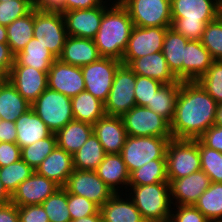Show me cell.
Returning <instances> with one entry per match:
<instances>
[{"mask_svg": "<svg viewBox=\"0 0 222 222\" xmlns=\"http://www.w3.org/2000/svg\"><path fill=\"white\" fill-rule=\"evenodd\" d=\"M128 67L136 75L152 78L163 84H172L179 81L169 69L161 51L134 59Z\"/></svg>", "mask_w": 222, "mask_h": 222, "instance_id": "obj_23", "label": "cell"}, {"mask_svg": "<svg viewBox=\"0 0 222 222\" xmlns=\"http://www.w3.org/2000/svg\"><path fill=\"white\" fill-rule=\"evenodd\" d=\"M93 133L106 154H121L127 133L120 116L105 115L100 118L93 124Z\"/></svg>", "mask_w": 222, "mask_h": 222, "instance_id": "obj_20", "label": "cell"}, {"mask_svg": "<svg viewBox=\"0 0 222 222\" xmlns=\"http://www.w3.org/2000/svg\"><path fill=\"white\" fill-rule=\"evenodd\" d=\"M11 202V195L7 192L0 179V205Z\"/></svg>", "mask_w": 222, "mask_h": 222, "instance_id": "obj_57", "label": "cell"}, {"mask_svg": "<svg viewBox=\"0 0 222 222\" xmlns=\"http://www.w3.org/2000/svg\"><path fill=\"white\" fill-rule=\"evenodd\" d=\"M5 79V77L0 73V83Z\"/></svg>", "mask_w": 222, "mask_h": 222, "instance_id": "obj_61", "label": "cell"}, {"mask_svg": "<svg viewBox=\"0 0 222 222\" xmlns=\"http://www.w3.org/2000/svg\"><path fill=\"white\" fill-rule=\"evenodd\" d=\"M0 222H19L18 206L12 202L0 205Z\"/></svg>", "mask_w": 222, "mask_h": 222, "instance_id": "obj_54", "label": "cell"}, {"mask_svg": "<svg viewBox=\"0 0 222 222\" xmlns=\"http://www.w3.org/2000/svg\"><path fill=\"white\" fill-rule=\"evenodd\" d=\"M93 133V125L77 120L67 123L55 133L57 146L73 155Z\"/></svg>", "mask_w": 222, "mask_h": 222, "instance_id": "obj_30", "label": "cell"}, {"mask_svg": "<svg viewBox=\"0 0 222 222\" xmlns=\"http://www.w3.org/2000/svg\"><path fill=\"white\" fill-rule=\"evenodd\" d=\"M6 78L30 104L48 87V73L34 67L12 66Z\"/></svg>", "mask_w": 222, "mask_h": 222, "instance_id": "obj_19", "label": "cell"}, {"mask_svg": "<svg viewBox=\"0 0 222 222\" xmlns=\"http://www.w3.org/2000/svg\"><path fill=\"white\" fill-rule=\"evenodd\" d=\"M180 87L181 81L172 84H164L154 94L151 103H148L146 107L150 108L171 123L175 114L176 100Z\"/></svg>", "mask_w": 222, "mask_h": 222, "instance_id": "obj_35", "label": "cell"}, {"mask_svg": "<svg viewBox=\"0 0 222 222\" xmlns=\"http://www.w3.org/2000/svg\"><path fill=\"white\" fill-rule=\"evenodd\" d=\"M122 64L113 58L101 57L98 61L82 66L85 91L105 103L111 90L116 70Z\"/></svg>", "mask_w": 222, "mask_h": 222, "instance_id": "obj_13", "label": "cell"}, {"mask_svg": "<svg viewBox=\"0 0 222 222\" xmlns=\"http://www.w3.org/2000/svg\"><path fill=\"white\" fill-rule=\"evenodd\" d=\"M106 153L94 133L83 146L73 154V166L76 170H95L104 160Z\"/></svg>", "mask_w": 222, "mask_h": 222, "instance_id": "obj_34", "label": "cell"}, {"mask_svg": "<svg viewBox=\"0 0 222 222\" xmlns=\"http://www.w3.org/2000/svg\"><path fill=\"white\" fill-rule=\"evenodd\" d=\"M70 222H103L100 209L93 215L82 217L76 220H71Z\"/></svg>", "mask_w": 222, "mask_h": 222, "instance_id": "obj_56", "label": "cell"}, {"mask_svg": "<svg viewBox=\"0 0 222 222\" xmlns=\"http://www.w3.org/2000/svg\"><path fill=\"white\" fill-rule=\"evenodd\" d=\"M73 170V155L56 146L35 172L63 187Z\"/></svg>", "mask_w": 222, "mask_h": 222, "instance_id": "obj_25", "label": "cell"}, {"mask_svg": "<svg viewBox=\"0 0 222 222\" xmlns=\"http://www.w3.org/2000/svg\"><path fill=\"white\" fill-rule=\"evenodd\" d=\"M121 118L129 136L173 137L170 123L145 106L135 105Z\"/></svg>", "mask_w": 222, "mask_h": 222, "instance_id": "obj_10", "label": "cell"}, {"mask_svg": "<svg viewBox=\"0 0 222 222\" xmlns=\"http://www.w3.org/2000/svg\"><path fill=\"white\" fill-rule=\"evenodd\" d=\"M134 26L171 27V0H118Z\"/></svg>", "mask_w": 222, "mask_h": 222, "instance_id": "obj_9", "label": "cell"}, {"mask_svg": "<svg viewBox=\"0 0 222 222\" xmlns=\"http://www.w3.org/2000/svg\"><path fill=\"white\" fill-rule=\"evenodd\" d=\"M124 195L122 193L114 194L100 208L103 222H141L143 220L140 211L127 193Z\"/></svg>", "mask_w": 222, "mask_h": 222, "instance_id": "obj_26", "label": "cell"}, {"mask_svg": "<svg viewBox=\"0 0 222 222\" xmlns=\"http://www.w3.org/2000/svg\"><path fill=\"white\" fill-rule=\"evenodd\" d=\"M0 43H7V30L3 25H0Z\"/></svg>", "mask_w": 222, "mask_h": 222, "instance_id": "obj_59", "label": "cell"}, {"mask_svg": "<svg viewBox=\"0 0 222 222\" xmlns=\"http://www.w3.org/2000/svg\"><path fill=\"white\" fill-rule=\"evenodd\" d=\"M34 3L42 10H59L64 5V0H34Z\"/></svg>", "mask_w": 222, "mask_h": 222, "instance_id": "obj_55", "label": "cell"}, {"mask_svg": "<svg viewBox=\"0 0 222 222\" xmlns=\"http://www.w3.org/2000/svg\"><path fill=\"white\" fill-rule=\"evenodd\" d=\"M14 54L7 43H0V73L6 78L14 64Z\"/></svg>", "mask_w": 222, "mask_h": 222, "instance_id": "obj_52", "label": "cell"}, {"mask_svg": "<svg viewBox=\"0 0 222 222\" xmlns=\"http://www.w3.org/2000/svg\"><path fill=\"white\" fill-rule=\"evenodd\" d=\"M63 188L71 194L85 197L99 208L115 194L94 170L74 169Z\"/></svg>", "mask_w": 222, "mask_h": 222, "instance_id": "obj_12", "label": "cell"}, {"mask_svg": "<svg viewBox=\"0 0 222 222\" xmlns=\"http://www.w3.org/2000/svg\"><path fill=\"white\" fill-rule=\"evenodd\" d=\"M141 222H150V221H147L146 219H143Z\"/></svg>", "mask_w": 222, "mask_h": 222, "instance_id": "obj_62", "label": "cell"}, {"mask_svg": "<svg viewBox=\"0 0 222 222\" xmlns=\"http://www.w3.org/2000/svg\"><path fill=\"white\" fill-rule=\"evenodd\" d=\"M74 120L93 125L106 115L105 104L87 91L71 98Z\"/></svg>", "mask_w": 222, "mask_h": 222, "instance_id": "obj_32", "label": "cell"}, {"mask_svg": "<svg viewBox=\"0 0 222 222\" xmlns=\"http://www.w3.org/2000/svg\"><path fill=\"white\" fill-rule=\"evenodd\" d=\"M19 222H50L40 205L18 206Z\"/></svg>", "mask_w": 222, "mask_h": 222, "instance_id": "obj_48", "label": "cell"}, {"mask_svg": "<svg viewBox=\"0 0 222 222\" xmlns=\"http://www.w3.org/2000/svg\"><path fill=\"white\" fill-rule=\"evenodd\" d=\"M116 0H64V5L59 9L60 12L75 9H91L102 5H112ZM110 2V3H109Z\"/></svg>", "mask_w": 222, "mask_h": 222, "instance_id": "obj_51", "label": "cell"}, {"mask_svg": "<svg viewBox=\"0 0 222 222\" xmlns=\"http://www.w3.org/2000/svg\"><path fill=\"white\" fill-rule=\"evenodd\" d=\"M169 222H208V219L194 205H185L172 207Z\"/></svg>", "mask_w": 222, "mask_h": 222, "instance_id": "obj_47", "label": "cell"}, {"mask_svg": "<svg viewBox=\"0 0 222 222\" xmlns=\"http://www.w3.org/2000/svg\"><path fill=\"white\" fill-rule=\"evenodd\" d=\"M108 6L62 12L68 36L94 39Z\"/></svg>", "mask_w": 222, "mask_h": 222, "instance_id": "obj_15", "label": "cell"}, {"mask_svg": "<svg viewBox=\"0 0 222 222\" xmlns=\"http://www.w3.org/2000/svg\"><path fill=\"white\" fill-rule=\"evenodd\" d=\"M199 139L207 147L222 153V126L212 125Z\"/></svg>", "mask_w": 222, "mask_h": 222, "instance_id": "obj_50", "label": "cell"}, {"mask_svg": "<svg viewBox=\"0 0 222 222\" xmlns=\"http://www.w3.org/2000/svg\"><path fill=\"white\" fill-rule=\"evenodd\" d=\"M194 206L208 219H222V183L211 182Z\"/></svg>", "mask_w": 222, "mask_h": 222, "instance_id": "obj_37", "label": "cell"}, {"mask_svg": "<svg viewBox=\"0 0 222 222\" xmlns=\"http://www.w3.org/2000/svg\"><path fill=\"white\" fill-rule=\"evenodd\" d=\"M17 129L13 122L0 120V142L16 143Z\"/></svg>", "mask_w": 222, "mask_h": 222, "instance_id": "obj_53", "label": "cell"}, {"mask_svg": "<svg viewBox=\"0 0 222 222\" xmlns=\"http://www.w3.org/2000/svg\"><path fill=\"white\" fill-rule=\"evenodd\" d=\"M56 146V135L55 133H52L49 137L21 148V159L25 161L33 170H36V168Z\"/></svg>", "mask_w": 222, "mask_h": 222, "instance_id": "obj_38", "label": "cell"}, {"mask_svg": "<svg viewBox=\"0 0 222 222\" xmlns=\"http://www.w3.org/2000/svg\"><path fill=\"white\" fill-rule=\"evenodd\" d=\"M133 26L129 13L116 0L104 12L93 39L101 57L122 61Z\"/></svg>", "mask_w": 222, "mask_h": 222, "instance_id": "obj_3", "label": "cell"}, {"mask_svg": "<svg viewBox=\"0 0 222 222\" xmlns=\"http://www.w3.org/2000/svg\"><path fill=\"white\" fill-rule=\"evenodd\" d=\"M21 159V148L17 143L0 142V167L8 166Z\"/></svg>", "mask_w": 222, "mask_h": 222, "instance_id": "obj_49", "label": "cell"}, {"mask_svg": "<svg viewBox=\"0 0 222 222\" xmlns=\"http://www.w3.org/2000/svg\"><path fill=\"white\" fill-rule=\"evenodd\" d=\"M189 40L168 28L164 38L162 53L174 76L182 82V63L185 61V45Z\"/></svg>", "mask_w": 222, "mask_h": 222, "instance_id": "obj_31", "label": "cell"}, {"mask_svg": "<svg viewBox=\"0 0 222 222\" xmlns=\"http://www.w3.org/2000/svg\"><path fill=\"white\" fill-rule=\"evenodd\" d=\"M41 205L50 222H70L72 220L67 207V191L63 187L50 195Z\"/></svg>", "mask_w": 222, "mask_h": 222, "instance_id": "obj_41", "label": "cell"}, {"mask_svg": "<svg viewBox=\"0 0 222 222\" xmlns=\"http://www.w3.org/2000/svg\"><path fill=\"white\" fill-rule=\"evenodd\" d=\"M167 179H180L201 170L198 139H170L166 148Z\"/></svg>", "mask_w": 222, "mask_h": 222, "instance_id": "obj_7", "label": "cell"}, {"mask_svg": "<svg viewBox=\"0 0 222 222\" xmlns=\"http://www.w3.org/2000/svg\"><path fill=\"white\" fill-rule=\"evenodd\" d=\"M197 82L216 101L222 103V60L213 61Z\"/></svg>", "mask_w": 222, "mask_h": 222, "instance_id": "obj_43", "label": "cell"}, {"mask_svg": "<svg viewBox=\"0 0 222 222\" xmlns=\"http://www.w3.org/2000/svg\"><path fill=\"white\" fill-rule=\"evenodd\" d=\"M35 170H33L22 159L4 167H0V179L7 192L12 196L18 185L29 178Z\"/></svg>", "mask_w": 222, "mask_h": 222, "instance_id": "obj_39", "label": "cell"}, {"mask_svg": "<svg viewBox=\"0 0 222 222\" xmlns=\"http://www.w3.org/2000/svg\"><path fill=\"white\" fill-rule=\"evenodd\" d=\"M101 58L93 39L68 36L64 43L60 61L82 67Z\"/></svg>", "mask_w": 222, "mask_h": 222, "instance_id": "obj_21", "label": "cell"}, {"mask_svg": "<svg viewBox=\"0 0 222 222\" xmlns=\"http://www.w3.org/2000/svg\"><path fill=\"white\" fill-rule=\"evenodd\" d=\"M208 222H222V219H212L208 220Z\"/></svg>", "mask_w": 222, "mask_h": 222, "instance_id": "obj_60", "label": "cell"}, {"mask_svg": "<svg viewBox=\"0 0 222 222\" xmlns=\"http://www.w3.org/2000/svg\"><path fill=\"white\" fill-rule=\"evenodd\" d=\"M47 83L48 88L70 98L85 91V82L81 67L63 63L59 59H56L51 65Z\"/></svg>", "mask_w": 222, "mask_h": 222, "instance_id": "obj_16", "label": "cell"}, {"mask_svg": "<svg viewBox=\"0 0 222 222\" xmlns=\"http://www.w3.org/2000/svg\"><path fill=\"white\" fill-rule=\"evenodd\" d=\"M94 171L115 194L128 190L130 174L121 154H106Z\"/></svg>", "mask_w": 222, "mask_h": 222, "instance_id": "obj_22", "label": "cell"}, {"mask_svg": "<svg viewBox=\"0 0 222 222\" xmlns=\"http://www.w3.org/2000/svg\"><path fill=\"white\" fill-rule=\"evenodd\" d=\"M221 15V0H171V27L188 40L200 41L207 23Z\"/></svg>", "mask_w": 222, "mask_h": 222, "instance_id": "obj_2", "label": "cell"}, {"mask_svg": "<svg viewBox=\"0 0 222 222\" xmlns=\"http://www.w3.org/2000/svg\"><path fill=\"white\" fill-rule=\"evenodd\" d=\"M15 125L17 129L16 143L20 148L49 137L53 133L32 108L19 116Z\"/></svg>", "mask_w": 222, "mask_h": 222, "instance_id": "obj_27", "label": "cell"}, {"mask_svg": "<svg viewBox=\"0 0 222 222\" xmlns=\"http://www.w3.org/2000/svg\"><path fill=\"white\" fill-rule=\"evenodd\" d=\"M31 108L53 133L74 120L71 98L48 87L31 104Z\"/></svg>", "mask_w": 222, "mask_h": 222, "instance_id": "obj_6", "label": "cell"}, {"mask_svg": "<svg viewBox=\"0 0 222 222\" xmlns=\"http://www.w3.org/2000/svg\"><path fill=\"white\" fill-rule=\"evenodd\" d=\"M155 183H169L166 159L151 160L130 174L128 186H142Z\"/></svg>", "mask_w": 222, "mask_h": 222, "instance_id": "obj_36", "label": "cell"}, {"mask_svg": "<svg viewBox=\"0 0 222 222\" xmlns=\"http://www.w3.org/2000/svg\"><path fill=\"white\" fill-rule=\"evenodd\" d=\"M34 0H9L0 2V25L8 26L35 7Z\"/></svg>", "mask_w": 222, "mask_h": 222, "instance_id": "obj_44", "label": "cell"}, {"mask_svg": "<svg viewBox=\"0 0 222 222\" xmlns=\"http://www.w3.org/2000/svg\"><path fill=\"white\" fill-rule=\"evenodd\" d=\"M126 192H129L128 197L143 219L150 222H169L173 207L169 183L128 186L124 193Z\"/></svg>", "mask_w": 222, "mask_h": 222, "instance_id": "obj_4", "label": "cell"}, {"mask_svg": "<svg viewBox=\"0 0 222 222\" xmlns=\"http://www.w3.org/2000/svg\"><path fill=\"white\" fill-rule=\"evenodd\" d=\"M218 104L197 81L181 82L170 123L174 139H199L215 123Z\"/></svg>", "mask_w": 222, "mask_h": 222, "instance_id": "obj_1", "label": "cell"}, {"mask_svg": "<svg viewBox=\"0 0 222 222\" xmlns=\"http://www.w3.org/2000/svg\"><path fill=\"white\" fill-rule=\"evenodd\" d=\"M200 41L214 61L222 60V15L206 24Z\"/></svg>", "mask_w": 222, "mask_h": 222, "instance_id": "obj_42", "label": "cell"}, {"mask_svg": "<svg viewBox=\"0 0 222 222\" xmlns=\"http://www.w3.org/2000/svg\"><path fill=\"white\" fill-rule=\"evenodd\" d=\"M173 137L127 135L121 155L129 174L151 160L166 159V148Z\"/></svg>", "mask_w": 222, "mask_h": 222, "instance_id": "obj_5", "label": "cell"}, {"mask_svg": "<svg viewBox=\"0 0 222 222\" xmlns=\"http://www.w3.org/2000/svg\"><path fill=\"white\" fill-rule=\"evenodd\" d=\"M170 27L133 26L122 64L129 65L134 59L162 51L167 29Z\"/></svg>", "mask_w": 222, "mask_h": 222, "instance_id": "obj_14", "label": "cell"}, {"mask_svg": "<svg viewBox=\"0 0 222 222\" xmlns=\"http://www.w3.org/2000/svg\"><path fill=\"white\" fill-rule=\"evenodd\" d=\"M33 36L58 59L68 37L62 12L35 6Z\"/></svg>", "mask_w": 222, "mask_h": 222, "instance_id": "obj_8", "label": "cell"}, {"mask_svg": "<svg viewBox=\"0 0 222 222\" xmlns=\"http://www.w3.org/2000/svg\"><path fill=\"white\" fill-rule=\"evenodd\" d=\"M136 74L124 64L115 72L113 84L105 104L106 115L122 116L135 105Z\"/></svg>", "mask_w": 222, "mask_h": 222, "instance_id": "obj_11", "label": "cell"}, {"mask_svg": "<svg viewBox=\"0 0 222 222\" xmlns=\"http://www.w3.org/2000/svg\"><path fill=\"white\" fill-rule=\"evenodd\" d=\"M201 170L210 178L211 182L222 183V153L207 147L198 139Z\"/></svg>", "mask_w": 222, "mask_h": 222, "instance_id": "obj_40", "label": "cell"}, {"mask_svg": "<svg viewBox=\"0 0 222 222\" xmlns=\"http://www.w3.org/2000/svg\"><path fill=\"white\" fill-rule=\"evenodd\" d=\"M67 207L72 220L95 214L100 208L83 196L67 192Z\"/></svg>", "mask_w": 222, "mask_h": 222, "instance_id": "obj_46", "label": "cell"}, {"mask_svg": "<svg viewBox=\"0 0 222 222\" xmlns=\"http://www.w3.org/2000/svg\"><path fill=\"white\" fill-rule=\"evenodd\" d=\"M210 52L201 41L189 40L185 45V61L182 63V82L197 81L213 63Z\"/></svg>", "mask_w": 222, "mask_h": 222, "instance_id": "obj_24", "label": "cell"}, {"mask_svg": "<svg viewBox=\"0 0 222 222\" xmlns=\"http://www.w3.org/2000/svg\"><path fill=\"white\" fill-rule=\"evenodd\" d=\"M30 108L31 104L5 78L0 83V120L15 123L17 118Z\"/></svg>", "mask_w": 222, "mask_h": 222, "instance_id": "obj_29", "label": "cell"}, {"mask_svg": "<svg viewBox=\"0 0 222 222\" xmlns=\"http://www.w3.org/2000/svg\"><path fill=\"white\" fill-rule=\"evenodd\" d=\"M59 188L55 181L34 173L18 185L11 196V202L16 206L40 205Z\"/></svg>", "mask_w": 222, "mask_h": 222, "instance_id": "obj_18", "label": "cell"}, {"mask_svg": "<svg viewBox=\"0 0 222 222\" xmlns=\"http://www.w3.org/2000/svg\"><path fill=\"white\" fill-rule=\"evenodd\" d=\"M57 58L36 38H32L26 46L14 56L12 66H29L45 73Z\"/></svg>", "mask_w": 222, "mask_h": 222, "instance_id": "obj_28", "label": "cell"}, {"mask_svg": "<svg viewBox=\"0 0 222 222\" xmlns=\"http://www.w3.org/2000/svg\"><path fill=\"white\" fill-rule=\"evenodd\" d=\"M168 182L173 206L194 205L211 183L203 170L180 179H168Z\"/></svg>", "mask_w": 222, "mask_h": 222, "instance_id": "obj_17", "label": "cell"}, {"mask_svg": "<svg viewBox=\"0 0 222 222\" xmlns=\"http://www.w3.org/2000/svg\"><path fill=\"white\" fill-rule=\"evenodd\" d=\"M214 125L222 126V103L218 104Z\"/></svg>", "mask_w": 222, "mask_h": 222, "instance_id": "obj_58", "label": "cell"}, {"mask_svg": "<svg viewBox=\"0 0 222 222\" xmlns=\"http://www.w3.org/2000/svg\"><path fill=\"white\" fill-rule=\"evenodd\" d=\"M6 30L7 44L11 52L16 55L34 37V8L28 14L6 26Z\"/></svg>", "mask_w": 222, "mask_h": 222, "instance_id": "obj_33", "label": "cell"}, {"mask_svg": "<svg viewBox=\"0 0 222 222\" xmlns=\"http://www.w3.org/2000/svg\"><path fill=\"white\" fill-rule=\"evenodd\" d=\"M164 84L158 80L136 75L135 82V103L137 106H147L151 103L154 94L163 86Z\"/></svg>", "mask_w": 222, "mask_h": 222, "instance_id": "obj_45", "label": "cell"}]
</instances>
